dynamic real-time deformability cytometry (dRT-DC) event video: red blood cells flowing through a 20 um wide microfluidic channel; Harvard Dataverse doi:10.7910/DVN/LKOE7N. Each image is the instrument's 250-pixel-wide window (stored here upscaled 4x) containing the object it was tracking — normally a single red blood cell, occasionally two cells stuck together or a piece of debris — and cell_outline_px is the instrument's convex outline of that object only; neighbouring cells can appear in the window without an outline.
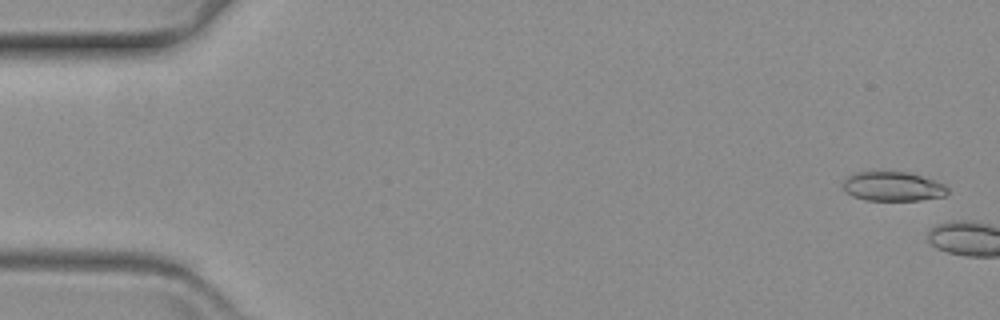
{"species": "common noctule bat (a hibernating species)", "species_latin": "Nyctalus noctula", "temperature_condition": "warm", "stored_images_in_passage": 5, "camera_frame_rate_fps": 3000, "um_per_image_px": 0.085, "animal": {"sex": "female", "body_mass_g": 19.3, "forearm_length_mm": 54.1}, "frame": {"image": 1, "passage_image": 2, "time_ms": 0.333, "image_size_px": [1000, 320], "cell_outline_px": [[948, 192], [944, 196], [920, 200], [864, 200], [852, 196], [840, 184], [848, 176], [856, 172], [908, 172], [936, 180], [944, 184], [948, 188]], "centroid_in_image_um": [75.89, 15.84], "position_along_channel_um": 9.1, "area_um2": 17.92}}